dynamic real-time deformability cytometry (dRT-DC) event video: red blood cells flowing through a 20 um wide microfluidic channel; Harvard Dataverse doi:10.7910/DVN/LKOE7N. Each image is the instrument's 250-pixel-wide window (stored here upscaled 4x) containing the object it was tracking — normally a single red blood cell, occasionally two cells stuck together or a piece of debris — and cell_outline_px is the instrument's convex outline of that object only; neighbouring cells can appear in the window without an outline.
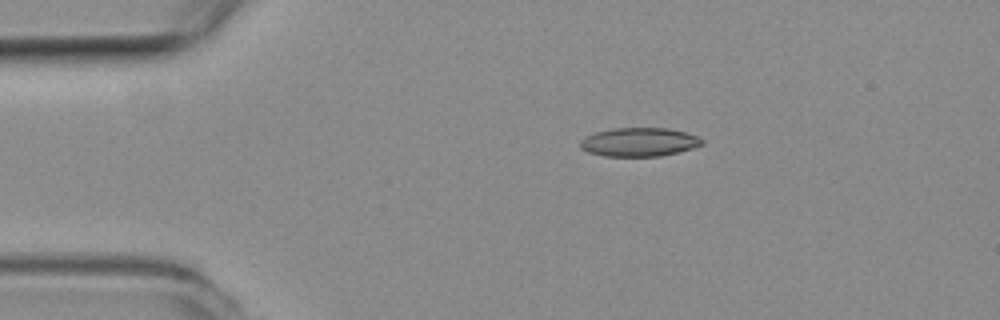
{"species": "common noctule bat (a hibernating species)", "species_latin": "Nyctalus noctula", "temperature_condition": "room temperature", "stored_images_in_passage": 41, "camera_frame_rate_fps": 3000, "um_per_image_px": 0.085, "animal": {"sex": "female", "body_mass_g": 19.3, "forearm_length_mm": 54.1}, "frame": {"image": 1, "passage_image": 1, "time_ms": 0.0, "image_size_px": [1000, 320], "cell_outline_px": [[704, 144], [692, 148], [660, 156], [604, 156], [588, 152], [580, 148], [580, 140], [584, 136], [596, 132], [612, 128], [668, 128], [684, 132], [696, 136], [704, 140]], "centroid_in_image_um": [54.29, 12.07], "position_along_channel_um": 30.7, "area_um2": 20.35}}
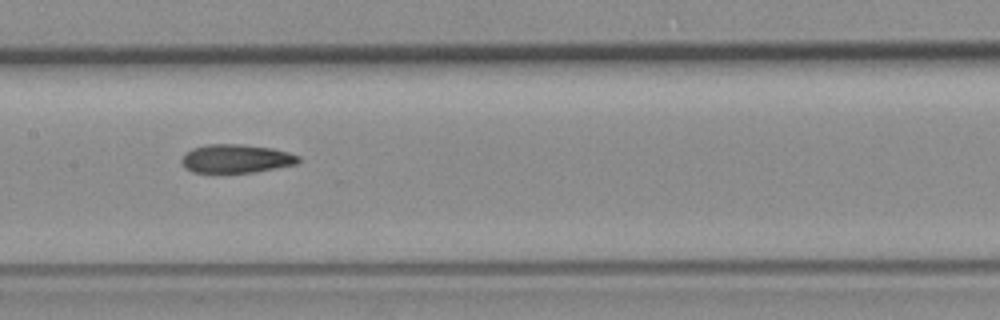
{"frame": {"image": 2, "passage_image": 18, "time_ms": 5.667, "image_size_px": [1000, 320], "cell_outline_px": [[300, 160], [296, 164], [256, 172], [192, 172], [184, 168], [180, 160], [184, 152], [192, 148], [204, 144], [240, 144], [272, 148], [288, 152], [300, 156]], "centroid_in_image_um": [20.03, 13.48], "position_along_channel_um": 187.4, "area_um2": 19.59}}
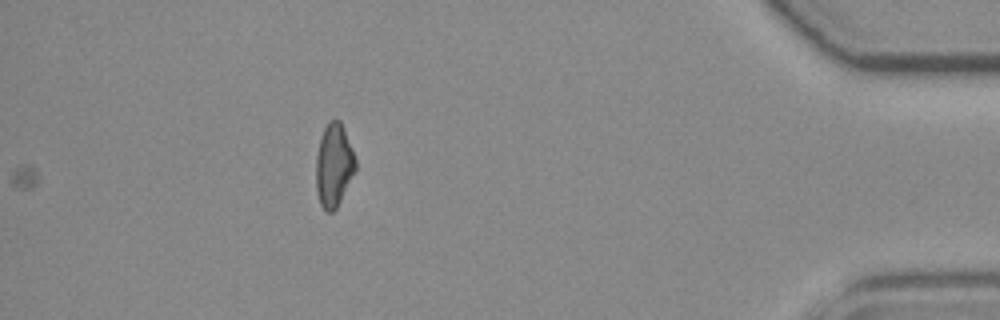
{"frame": {"image": 3, "passage_image": 41, "time_ms": 13.333, "image_size_px": [1000, 320], "cell_outline_px": [[356, 172], [336, 208], [332, 212], [328, 212], [320, 204], [316, 192], [316, 156], [320, 140], [324, 128], [332, 120], [340, 120], [344, 128], [352, 148], [356, 160]], "centroid_in_image_um": [28.39, 14.07], "position_along_channel_um": 406.8, "area_um2": 19.13}, "authors_computed_cell_mechanics": {"area_um2": 19.8254, "velocity_mm_per_s": 3.6043, "shape_relaxation_time_tau1_ms": null, "shape_relaxation_time_tau2_ms": 5.2959, "deformation_change_tau1": null, "deformation_change_tau2": 0.1326}}